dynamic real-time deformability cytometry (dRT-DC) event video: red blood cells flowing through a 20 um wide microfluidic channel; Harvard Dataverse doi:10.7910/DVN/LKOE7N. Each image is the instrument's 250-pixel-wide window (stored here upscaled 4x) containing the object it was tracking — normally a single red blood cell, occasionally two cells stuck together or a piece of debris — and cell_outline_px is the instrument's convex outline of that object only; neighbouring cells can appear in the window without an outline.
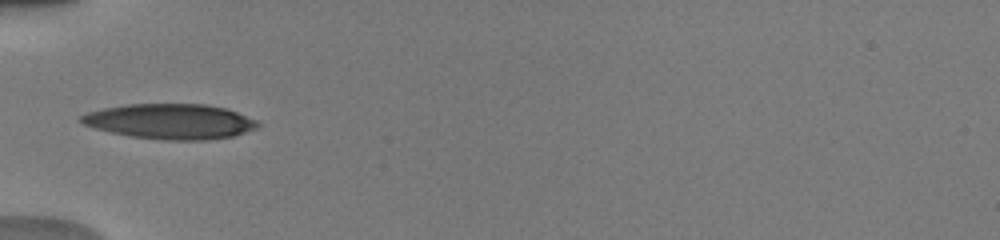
{"species": "human", "species_latin": "Homo sapiens", "temperature_condition": "warm", "stored_images_in_passage": 33, "camera_frame_rate_fps": 3000, "um_per_image_px": 0.085, "donor": {"sex": "male"}, "frame": {"image": 1, "passage_image": 1, "time_ms": 0.0, "image_size_px": [1000, 240], "cell_outline_px": [[260, 124], [256, 128], [232, 136], [208, 140], [164, 140], [128, 136], [96, 128], [84, 124], [80, 120], [80, 116], [88, 112], [104, 108], [128, 104], [204, 104], [224, 108], [236, 112], [256, 120]], "centroid_in_image_um": [14.47, 10.32], "position_along_channel_um": 70.5, "area_um2": 35.89}}
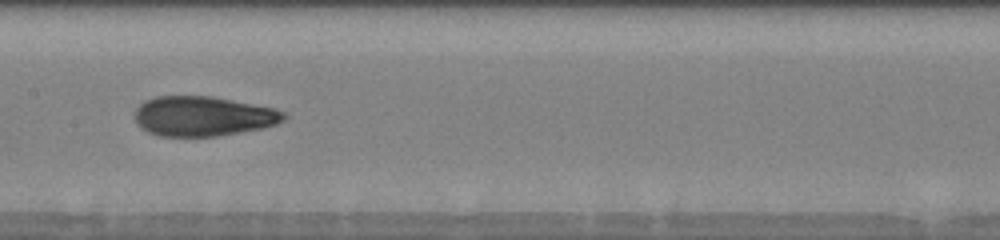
{"frame": {"image": 2, "passage_image": 10, "time_ms": 3.0, "image_size_px": [1000, 240], "cell_outline_px": [[288, 116], [284, 120], [276, 124], [264, 128], [216, 136], [160, 136], [148, 132], [140, 128], [136, 124], [136, 108], [144, 100], [156, 96], [212, 96], [276, 108], [284, 112]], "centroid_in_image_um": [17.27, 9.87], "position_along_channel_um": 190.1, "area_um2": 34.8}, "authors_computed_cell_mechanics": {"area_um2": 33.9864, "velocity_mm_per_s": 4.0361, "shape_relaxation_time_tau1_ms": 7.2138, "shape_relaxation_time_tau2_ms": 1.3371, "deformation_change_tau1": 0.257, "deformation_change_tau2": 0.0839}}